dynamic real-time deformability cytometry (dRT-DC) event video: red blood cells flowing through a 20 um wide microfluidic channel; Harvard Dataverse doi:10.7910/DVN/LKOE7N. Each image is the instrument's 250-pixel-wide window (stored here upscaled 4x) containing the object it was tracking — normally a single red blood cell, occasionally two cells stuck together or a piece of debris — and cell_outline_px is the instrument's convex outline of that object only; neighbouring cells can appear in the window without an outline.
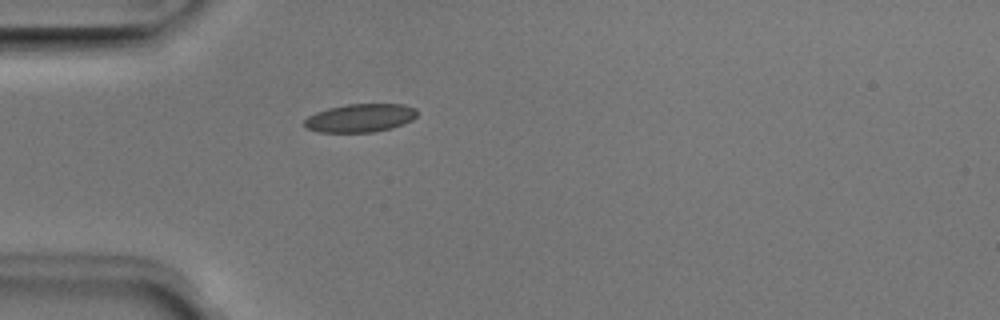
{"species": "Egyptian fruit bat (a non-hibernating species)", "species_latin": "Rousettus aegyptiacus", "temperature_condition": "room temperature", "stored_images_in_passage": 37, "camera_frame_rate_fps": 3000, "um_per_image_px": 0.085, "animal": {"sex": "male"}, "frame": {"image": 1, "passage_image": 1, "time_ms": 0.0, "image_size_px": [1000, 320], "cell_outline_px": [[416, 116], [412, 120], [392, 128], [372, 132], [320, 132], [308, 128], [304, 124], [304, 120], [308, 116], [316, 112], [328, 108], [348, 104], [404, 104], [416, 108]], "centroid_in_image_um": [30.63, 10.02], "position_along_channel_um": 54.4, "area_um2": 18.5}}
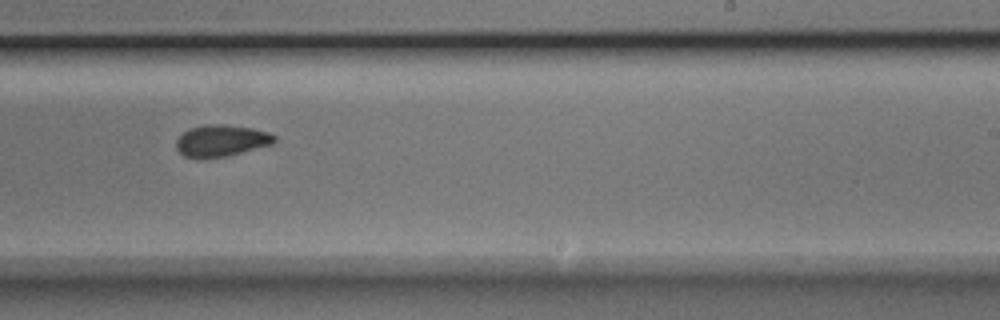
{"frame": {"image": 2, "passage_image": 18, "time_ms": 5.667, "image_size_px": [1000, 320], "cell_outline_px": [[276, 140], [272, 144], [228, 156], [200, 160], [196, 160], [184, 156], [176, 148], [176, 140], [184, 132], [192, 128], [208, 124], [224, 124], [252, 128], [268, 132], [276, 136]], "centroid_in_image_um": [18.79, 11.99], "position_along_channel_um": 270.2, "area_um2": 18.32}}
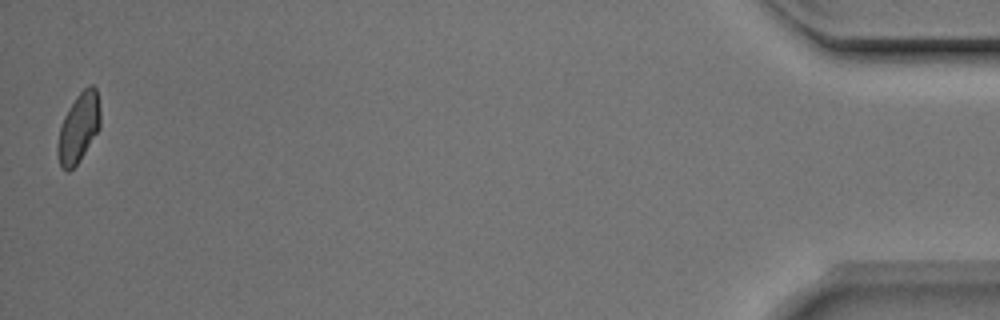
{"frame": {"image": 3, "passage_image": 37, "time_ms": 12.0, "image_size_px": [1000, 320], "cell_outline_px": [[100, 128], [80, 160], [68, 172], [64, 172], [60, 164], [56, 152], [56, 144], [60, 128], [64, 116], [76, 96], [88, 84], [92, 84], [96, 88], [100, 112]], "centroid_in_image_um": [6.67, 10.88], "position_along_channel_um": 428.5, "area_um2": 17.34}, "authors_computed_cell_mechanics": {"area_um2": 17.9758, "velocity_mm_per_s": 3.9449, "shape_relaxation_time_tau1_ms": null, "shape_relaxation_time_tau2_ms": 1.7141, "deformation_change_tau1": null, "deformation_change_tau2": 0.0541}}